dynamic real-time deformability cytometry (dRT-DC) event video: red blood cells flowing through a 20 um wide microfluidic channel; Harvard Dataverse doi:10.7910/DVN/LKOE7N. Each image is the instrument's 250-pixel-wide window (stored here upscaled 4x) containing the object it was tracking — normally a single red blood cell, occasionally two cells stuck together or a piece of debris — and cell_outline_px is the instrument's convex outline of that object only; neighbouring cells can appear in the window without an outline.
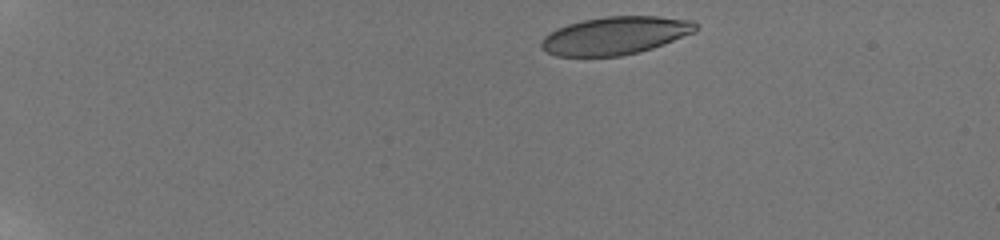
{"species": "human", "species_latin": "Homo sapiens", "temperature_condition": "room temperature", "stored_images_in_passage": 14, "camera_frame_rate_fps": 3000, "um_per_image_px": 0.085, "donor": {"sex": "male"}, "frame": {"image": 1, "passage_image": 1, "time_ms": 0.0, "image_size_px": [1000, 240], "cell_outline_px": [[700, 28], [696, 32], [664, 44], [640, 52], [620, 56], [556, 56], [540, 48], [540, 40], [544, 36], [556, 28], [568, 24], [584, 20], [604, 16], [660, 16], [692, 20]], "centroid_in_image_um": [52.31, 3.02], "position_along_channel_um": 32.7, "area_um2": 34.39}}
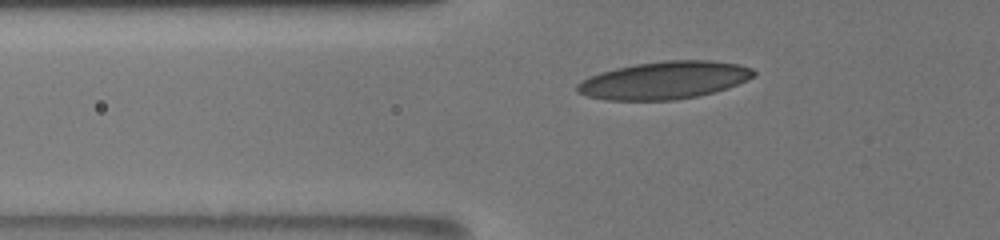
{"frame": {"image": 2, "passage_image": 9, "time_ms": 3.667, "image_size_px": [1000, 240], "cell_outline_px": [[756, 76], [748, 80], [728, 88], [696, 96], [676, 100], [604, 100], [588, 96], [576, 92], [576, 84], [588, 76], [600, 72], [616, 68], [636, 64], [664, 60], [712, 60], [736, 64], [752, 68], [756, 72]], "centroid_in_image_um": [56.46, 6.82], "position_along_channel_um": 69.3, "area_um2": 38.84}}